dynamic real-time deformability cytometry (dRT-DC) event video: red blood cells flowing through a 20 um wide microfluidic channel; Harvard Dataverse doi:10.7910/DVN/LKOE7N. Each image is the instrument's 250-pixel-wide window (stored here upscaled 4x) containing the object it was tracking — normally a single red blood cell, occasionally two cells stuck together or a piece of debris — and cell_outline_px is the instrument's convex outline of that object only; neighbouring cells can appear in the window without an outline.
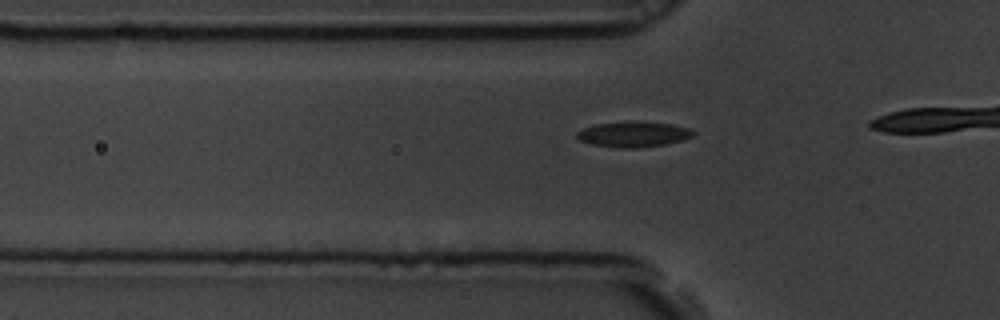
{"species": "common noctule bat (a hibernating species)", "species_latin": "Nyctalus noctula", "temperature_condition": "room temperature", "stored_images_in_passage": 20, "camera_frame_rate_fps": 3000, "um_per_image_px": 0.085, "animal": {"sex": "male", "body_mass_g": 19.5, "forearm_length_mm": 54.6}, "frame": {"image": 1, "passage_image": 14, "time_ms": 4.333, "image_size_px": [1000, 320], "cell_outline_px": [[696, 132], [692, 136], [680, 140], [664, 144], [632, 148], [620, 148], [592, 144], [580, 140], [576, 136], [576, 132], [584, 128], [596, 124], [672, 124], [692, 128]], "centroid_in_image_um": [53.85, 11.45], "position_along_channel_um": 72.0, "area_um2": 16.18}}
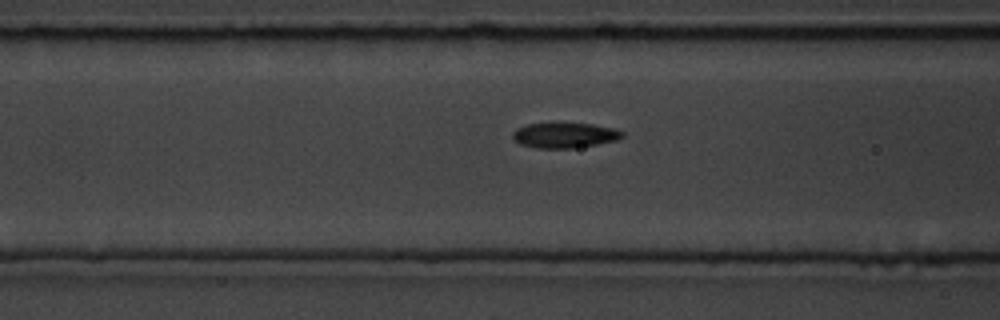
{"frame": {"image": 2, "passage_image": 18, "time_ms": 5.667, "image_size_px": [1000, 320], "cell_outline_px": [[624, 136], [616, 140], [596, 144], [572, 148], [536, 148], [520, 144], [512, 140], [512, 132], [516, 128], [528, 124], [592, 124], [616, 128], [624, 132]], "centroid_in_image_um": [47.98, 11.5], "position_along_channel_um": 118.6, "area_um2": 16.01}}